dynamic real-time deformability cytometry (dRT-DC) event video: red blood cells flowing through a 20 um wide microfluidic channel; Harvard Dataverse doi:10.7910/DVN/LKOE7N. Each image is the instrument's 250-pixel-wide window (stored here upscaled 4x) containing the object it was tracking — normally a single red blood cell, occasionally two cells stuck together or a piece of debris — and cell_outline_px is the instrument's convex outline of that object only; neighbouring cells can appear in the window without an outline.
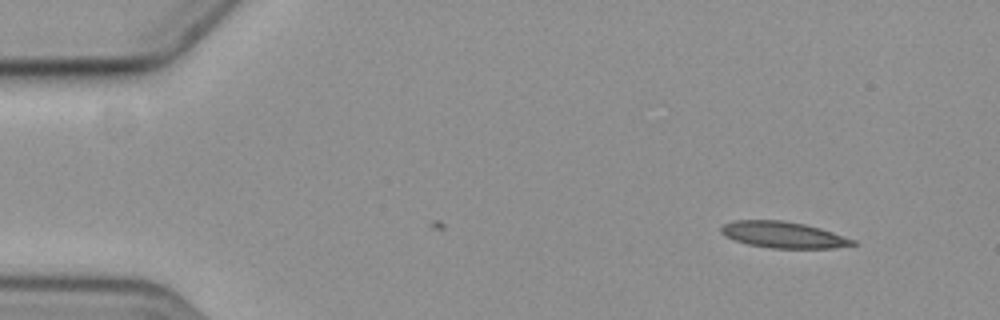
{"species": "common noctule bat (a hibernating species)", "species_latin": "Nyctalus noctula", "temperature_condition": "cold", "stored_images_in_passage": 4, "camera_frame_rate_fps": 3000, "um_per_image_px": 0.085, "animal": {"sex": "female", "body_mass_g": 19.3, "forearm_length_mm": 54.1}, "frame": {"image": 1, "passage_image": 4, "time_ms": 3.667, "image_size_px": [1000, 320], "cell_outline_px": [[860, 244], [832, 248], [772, 248], [748, 244], [724, 236], [720, 232], [720, 228], [724, 224], [732, 220], [780, 220], [804, 224], [820, 228], [856, 240]], "centroid_in_image_um": [66.59, 19.95], "position_along_channel_um": 18.4, "area_um2": 20.17}}